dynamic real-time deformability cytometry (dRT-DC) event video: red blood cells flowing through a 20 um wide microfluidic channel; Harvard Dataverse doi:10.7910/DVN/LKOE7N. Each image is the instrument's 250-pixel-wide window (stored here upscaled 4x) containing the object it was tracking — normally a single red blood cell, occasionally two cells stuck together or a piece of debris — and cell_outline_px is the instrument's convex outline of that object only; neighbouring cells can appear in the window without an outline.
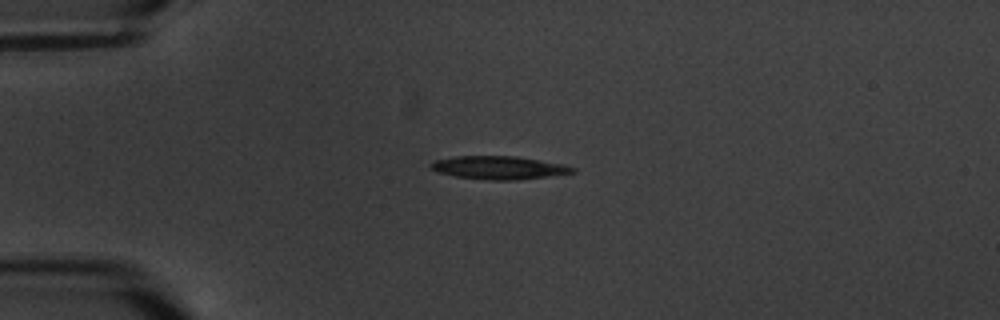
{"species": "common noctule bat (a hibernating species)", "species_latin": "Nyctalus noctula", "temperature_condition": "warm", "stored_images_in_passage": 4, "camera_frame_rate_fps": 3000, "um_per_image_px": 0.085, "animal": {"sex": "male", "body_mass_g": 20.1, "forearm_length_mm": 53.5}, "frame": {"image": 1, "passage_image": 4, "time_ms": 3.333, "image_size_px": [1000, 320], "cell_outline_px": [[576, 172], [548, 176], [516, 180], [488, 180], [456, 176], [440, 172], [428, 168], [428, 164], [432, 160], [456, 156], [516, 156], [564, 164], [576, 168]], "centroid_in_image_um": [42.38, 14.24], "position_along_channel_um": 42.6, "area_um2": 19.19}}